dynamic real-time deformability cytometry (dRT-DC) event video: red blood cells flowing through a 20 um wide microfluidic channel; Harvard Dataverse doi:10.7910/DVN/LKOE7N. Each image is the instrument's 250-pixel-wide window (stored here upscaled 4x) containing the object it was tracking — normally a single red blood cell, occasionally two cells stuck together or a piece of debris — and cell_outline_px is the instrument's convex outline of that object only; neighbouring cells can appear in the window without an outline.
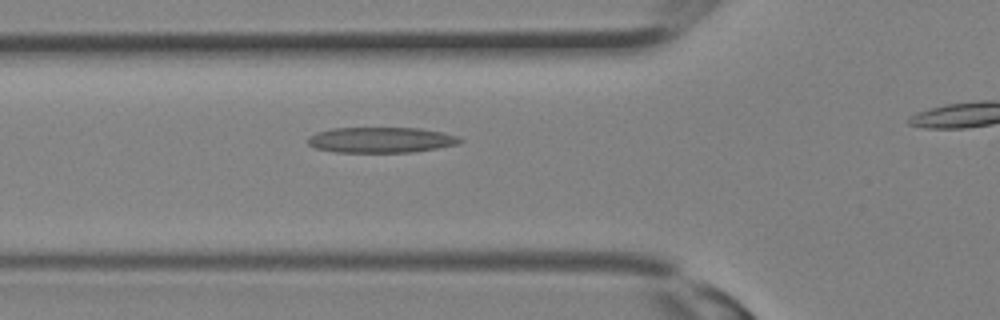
{"species": "Egyptian fruit bat (a non-hibernating species)", "species_latin": "Rousettus aegyptiacus", "temperature_condition": "room temperature", "stored_images_in_passage": 11, "camera_frame_rate_fps": 3000, "um_per_image_px": 0.085, "animal": {"sex": "female"}, "frame": {"image": 1, "passage_image": 7, "time_ms": 2.0, "image_size_px": [1000, 320], "cell_outline_px": [[464, 140], [460, 144], [412, 152], [336, 152], [316, 148], [308, 144], [308, 136], [316, 132], [332, 128], [420, 128], [444, 132], [460, 136]], "centroid_in_image_um": [32.43, 11.89], "position_along_channel_um": 93.4, "area_um2": 22.83}}
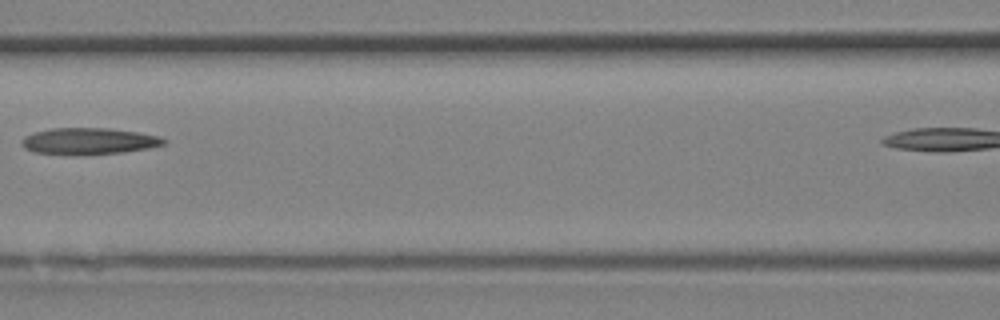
{"frame": {"image": 2, "passage_image": 10, "time_ms": 3.0, "image_size_px": [1000, 320], "cell_outline_px": [[168, 140], [164, 144], [148, 148], [124, 152], [80, 156], [36, 152], [24, 148], [20, 144], [20, 140], [24, 136], [36, 132], [52, 128], [108, 128], [136, 132], [160, 136]], "centroid_in_image_um": [7.53, 12.01], "position_along_channel_um": 159.1, "area_um2": 22.2}}